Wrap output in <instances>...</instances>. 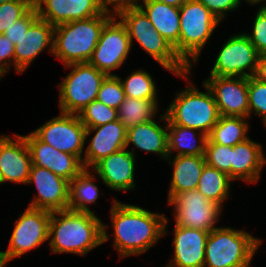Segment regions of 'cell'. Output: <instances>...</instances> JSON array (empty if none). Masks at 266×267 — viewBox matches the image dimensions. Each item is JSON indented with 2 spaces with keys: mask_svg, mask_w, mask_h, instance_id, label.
Segmentation results:
<instances>
[{
  "mask_svg": "<svg viewBox=\"0 0 266 267\" xmlns=\"http://www.w3.org/2000/svg\"><path fill=\"white\" fill-rule=\"evenodd\" d=\"M168 222L165 213L160 214L135 204H126L114 197L110 208L114 250L121 259L148 252L167 235Z\"/></svg>",
  "mask_w": 266,
  "mask_h": 267,
  "instance_id": "1",
  "label": "cell"
},
{
  "mask_svg": "<svg viewBox=\"0 0 266 267\" xmlns=\"http://www.w3.org/2000/svg\"><path fill=\"white\" fill-rule=\"evenodd\" d=\"M108 227L95 213L70 209L51 212L48 234L50 252L84 257L111 240Z\"/></svg>",
  "mask_w": 266,
  "mask_h": 267,
  "instance_id": "2",
  "label": "cell"
},
{
  "mask_svg": "<svg viewBox=\"0 0 266 267\" xmlns=\"http://www.w3.org/2000/svg\"><path fill=\"white\" fill-rule=\"evenodd\" d=\"M193 70L177 75L189 84L175 93L174 98L163 111L173 125L193 128L209 135L219 120L220 114L210 89L202 82L205 92L195 87L191 77ZM191 80H190V79Z\"/></svg>",
  "mask_w": 266,
  "mask_h": 267,
  "instance_id": "3",
  "label": "cell"
},
{
  "mask_svg": "<svg viewBox=\"0 0 266 267\" xmlns=\"http://www.w3.org/2000/svg\"><path fill=\"white\" fill-rule=\"evenodd\" d=\"M113 17L101 15L63 23L54 27L52 55L63 65L88 62L104 25Z\"/></svg>",
  "mask_w": 266,
  "mask_h": 267,
  "instance_id": "4",
  "label": "cell"
},
{
  "mask_svg": "<svg viewBox=\"0 0 266 267\" xmlns=\"http://www.w3.org/2000/svg\"><path fill=\"white\" fill-rule=\"evenodd\" d=\"M179 9V43L174 50L193 69L215 29L222 22L198 0H187Z\"/></svg>",
  "mask_w": 266,
  "mask_h": 267,
  "instance_id": "5",
  "label": "cell"
},
{
  "mask_svg": "<svg viewBox=\"0 0 266 267\" xmlns=\"http://www.w3.org/2000/svg\"><path fill=\"white\" fill-rule=\"evenodd\" d=\"M261 243L246 230L219 226L209 232L204 267H251Z\"/></svg>",
  "mask_w": 266,
  "mask_h": 267,
  "instance_id": "6",
  "label": "cell"
},
{
  "mask_svg": "<svg viewBox=\"0 0 266 267\" xmlns=\"http://www.w3.org/2000/svg\"><path fill=\"white\" fill-rule=\"evenodd\" d=\"M117 17L125 25L131 45L133 46V41H136L163 69L176 76L190 70L170 43L155 30L139 6L121 11Z\"/></svg>",
  "mask_w": 266,
  "mask_h": 267,
  "instance_id": "7",
  "label": "cell"
},
{
  "mask_svg": "<svg viewBox=\"0 0 266 267\" xmlns=\"http://www.w3.org/2000/svg\"><path fill=\"white\" fill-rule=\"evenodd\" d=\"M70 72L58 85L61 113L78 115L93 100H96L103 80L108 76L88 62L66 65Z\"/></svg>",
  "mask_w": 266,
  "mask_h": 267,
  "instance_id": "8",
  "label": "cell"
},
{
  "mask_svg": "<svg viewBox=\"0 0 266 267\" xmlns=\"http://www.w3.org/2000/svg\"><path fill=\"white\" fill-rule=\"evenodd\" d=\"M14 222L6 250L0 251V267L39 248L48 241L51 212L27 206Z\"/></svg>",
  "mask_w": 266,
  "mask_h": 267,
  "instance_id": "9",
  "label": "cell"
},
{
  "mask_svg": "<svg viewBox=\"0 0 266 267\" xmlns=\"http://www.w3.org/2000/svg\"><path fill=\"white\" fill-rule=\"evenodd\" d=\"M172 206L174 225L211 232L222 216L223 208L207 199L197 189L175 194L168 202Z\"/></svg>",
  "mask_w": 266,
  "mask_h": 267,
  "instance_id": "10",
  "label": "cell"
},
{
  "mask_svg": "<svg viewBox=\"0 0 266 267\" xmlns=\"http://www.w3.org/2000/svg\"><path fill=\"white\" fill-rule=\"evenodd\" d=\"M132 49L125 25L113 16L103 27L100 39L88 63L108 76L114 74L126 62Z\"/></svg>",
  "mask_w": 266,
  "mask_h": 267,
  "instance_id": "11",
  "label": "cell"
},
{
  "mask_svg": "<svg viewBox=\"0 0 266 267\" xmlns=\"http://www.w3.org/2000/svg\"><path fill=\"white\" fill-rule=\"evenodd\" d=\"M226 40L208 76H254L259 53L244 31L230 35Z\"/></svg>",
  "mask_w": 266,
  "mask_h": 267,
  "instance_id": "12",
  "label": "cell"
},
{
  "mask_svg": "<svg viewBox=\"0 0 266 267\" xmlns=\"http://www.w3.org/2000/svg\"><path fill=\"white\" fill-rule=\"evenodd\" d=\"M42 142L64 153L77 156L81 161L85 145L86 128L78 115L61 113L48 119L43 125L32 130Z\"/></svg>",
  "mask_w": 266,
  "mask_h": 267,
  "instance_id": "13",
  "label": "cell"
},
{
  "mask_svg": "<svg viewBox=\"0 0 266 267\" xmlns=\"http://www.w3.org/2000/svg\"><path fill=\"white\" fill-rule=\"evenodd\" d=\"M26 184H34L37 189L29 207L49 212L68 209L70 182L66 179L44 167L32 165Z\"/></svg>",
  "mask_w": 266,
  "mask_h": 267,
  "instance_id": "14",
  "label": "cell"
},
{
  "mask_svg": "<svg viewBox=\"0 0 266 267\" xmlns=\"http://www.w3.org/2000/svg\"><path fill=\"white\" fill-rule=\"evenodd\" d=\"M207 77L203 83L212 92L220 116L249 118L248 78Z\"/></svg>",
  "mask_w": 266,
  "mask_h": 267,
  "instance_id": "15",
  "label": "cell"
},
{
  "mask_svg": "<svg viewBox=\"0 0 266 267\" xmlns=\"http://www.w3.org/2000/svg\"><path fill=\"white\" fill-rule=\"evenodd\" d=\"M31 167V155L24 136L15 133L11 138L0 134V184H26Z\"/></svg>",
  "mask_w": 266,
  "mask_h": 267,
  "instance_id": "16",
  "label": "cell"
},
{
  "mask_svg": "<svg viewBox=\"0 0 266 267\" xmlns=\"http://www.w3.org/2000/svg\"><path fill=\"white\" fill-rule=\"evenodd\" d=\"M94 134L90 139V134ZM127 129L120 120L109 122L97 127L86 128L85 146L82 160L85 169H92L99 161L125 148ZM89 136V137H88Z\"/></svg>",
  "mask_w": 266,
  "mask_h": 267,
  "instance_id": "17",
  "label": "cell"
},
{
  "mask_svg": "<svg viewBox=\"0 0 266 267\" xmlns=\"http://www.w3.org/2000/svg\"><path fill=\"white\" fill-rule=\"evenodd\" d=\"M23 136L27 142L32 165L44 167L69 182L85 169L77 156L59 151L40 141L32 132Z\"/></svg>",
  "mask_w": 266,
  "mask_h": 267,
  "instance_id": "18",
  "label": "cell"
},
{
  "mask_svg": "<svg viewBox=\"0 0 266 267\" xmlns=\"http://www.w3.org/2000/svg\"><path fill=\"white\" fill-rule=\"evenodd\" d=\"M136 156L123 148L99 161L91 170L112 191L135 190Z\"/></svg>",
  "mask_w": 266,
  "mask_h": 267,
  "instance_id": "19",
  "label": "cell"
},
{
  "mask_svg": "<svg viewBox=\"0 0 266 267\" xmlns=\"http://www.w3.org/2000/svg\"><path fill=\"white\" fill-rule=\"evenodd\" d=\"M54 26L38 18L14 45V71L22 74L44 50L52 55Z\"/></svg>",
  "mask_w": 266,
  "mask_h": 267,
  "instance_id": "20",
  "label": "cell"
},
{
  "mask_svg": "<svg viewBox=\"0 0 266 267\" xmlns=\"http://www.w3.org/2000/svg\"><path fill=\"white\" fill-rule=\"evenodd\" d=\"M173 256L167 267H204L208 231L181 227L173 229Z\"/></svg>",
  "mask_w": 266,
  "mask_h": 267,
  "instance_id": "21",
  "label": "cell"
},
{
  "mask_svg": "<svg viewBox=\"0 0 266 267\" xmlns=\"http://www.w3.org/2000/svg\"><path fill=\"white\" fill-rule=\"evenodd\" d=\"M33 6L39 18L54 27L103 13L98 0H33Z\"/></svg>",
  "mask_w": 266,
  "mask_h": 267,
  "instance_id": "22",
  "label": "cell"
},
{
  "mask_svg": "<svg viewBox=\"0 0 266 267\" xmlns=\"http://www.w3.org/2000/svg\"><path fill=\"white\" fill-rule=\"evenodd\" d=\"M158 119L127 129L125 148L128 149L131 144L133 148L128 150L134 156H137L135 149H139L142 152L158 154L160 160H166L168 157V120L165 113L161 114ZM161 121L164 125L160 123Z\"/></svg>",
  "mask_w": 266,
  "mask_h": 267,
  "instance_id": "23",
  "label": "cell"
},
{
  "mask_svg": "<svg viewBox=\"0 0 266 267\" xmlns=\"http://www.w3.org/2000/svg\"><path fill=\"white\" fill-rule=\"evenodd\" d=\"M263 145L250 137L231 147V179L256 184L266 165Z\"/></svg>",
  "mask_w": 266,
  "mask_h": 267,
  "instance_id": "24",
  "label": "cell"
},
{
  "mask_svg": "<svg viewBox=\"0 0 266 267\" xmlns=\"http://www.w3.org/2000/svg\"><path fill=\"white\" fill-rule=\"evenodd\" d=\"M166 161L173 167L167 202L177 193L197 189L199 178L206 165L204 155L168 156Z\"/></svg>",
  "mask_w": 266,
  "mask_h": 267,
  "instance_id": "25",
  "label": "cell"
},
{
  "mask_svg": "<svg viewBox=\"0 0 266 267\" xmlns=\"http://www.w3.org/2000/svg\"><path fill=\"white\" fill-rule=\"evenodd\" d=\"M158 31L174 48L179 43L180 9L154 0H140L138 5Z\"/></svg>",
  "mask_w": 266,
  "mask_h": 267,
  "instance_id": "26",
  "label": "cell"
},
{
  "mask_svg": "<svg viewBox=\"0 0 266 267\" xmlns=\"http://www.w3.org/2000/svg\"><path fill=\"white\" fill-rule=\"evenodd\" d=\"M207 139L208 135L199 130L173 125L168 121V156L204 155Z\"/></svg>",
  "mask_w": 266,
  "mask_h": 267,
  "instance_id": "27",
  "label": "cell"
},
{
  "mask_svg": "<svg viewBox=\"0 0 266 267\" xmlns=\"http://www.w3.org/2000/svg\"><path fill=\"white\" fill-rule=\"evenodd\" d=\"M92 172L91 169H84L70 182L68 209L95 213L88 205L96 203L100 191L95 183L97 175Z\"/></svg>",
  "mask_w": 266,
  "mask_h": 267,
  "instance_id": "28",
  "label": "cell"
},
{
  "mask_svg": "<svg viewBox=\"0 0 266 267\" xmlns=\"http://www.w3.org/2000/svg\"><path fill=\"white\" fill-rule=\"evenodd\" d=\"M248 120L245 117L220 116L208 139L212 143L233 147L249 138L251 126Z\"/></svg>",
  "mask_w": 266,
  "mask_h": 267,
  "instance_id": "29",
  "label": "cell"
},
{
  "mask_svg": "<svg viewBox=\"0 0 266 267\" xmlns=\"http://www.w3.org/2000/svg\"><path fill=\"white\" fill-rule=\"evenodd\" d=\"M232 182L228 174L206 164L199 178L197 190L224 209V201L231 196Z\"/></svg>",
  "mask_w": 266,
  "mask_h": 267,
  "instance_id": "30",
  "label": "cell"
},
{
  "mask_svg": "<svg viewBox=\"0 0 266 267\" xmlns=\"http://www.w3.org/2000/svg\"><path fill=\"white\" fill-rule=\"evenodd\" d=\"M158 100H145L125 97L118 108V119L128 129L140 123L152 121L159 112Z\"/></svg>",
  "mask_w": 266,
  "mask_h": 267,
  "instance_id": "31",
  "label": "cell"
},
{
  "mask_svg": "<svg viewBox=\"0 0 266 267\" xmlns=\"http://www.w3.org/2000/svg\"><path fill=\"white\" fill-rule=\"evenodd\" d=\"M122 82L125 97L145 100H159L157 84L151 74L144 69L131 72L126 79L118 76Z\"/></svg>",
  "mask_w": 266,
  "mask_h": 267,
  "instance_id": "32",
  "label": "cell"
},
{
  "mask_svg": "<svg viewBox=\"0 0 266 267\" xmlns=\"http://www.w3.org/2000/svg\"><path fill=\"white\" fill-rule=\"evenodd\" d=\"M78 117L85 128H92L117 120L118 110L93 100L78 114Z\"/></svg>",
  "mask_w": 266,
  "mask_h": 267,
  "instance_id": "33",
  "label": "cell"
},
{
  "mask_svg": "<svg viewBox=\"0 0 266 267\" xmlns=\"http://www.w3.org/2000/svg\"><path fill=\"white\" fill-rule=\"evenodd\" d=\"M125 99V92L118 75L107 76L99 88L96 100L118 110Z\"/></svg>",
  "mask_w": 266,
  "mask_h": 267,
  "instance_id": "34",
  "label": "cell"
},
{
  "mask_svg": "<svg viewBox=\"0 0 266 267\" xmlns=\"http://www.w3.org/2000/svg\"><path fill=\"white\" fill-rule=\"evenodd\" d=\"M249 118L253 114L259 116L266 126V83L254 76L248 78Z\"/></svg>",
  "mask_w": 266,
  "mask_h": 267,
  "instance_id": "35",
  "label": "cell"
},
{
  "mask_svg": "<svg viewBox=\"0 0 266 267\" xmlns=\"http://www.w3.org/2000/svg\"><path fill=\"white\" fill-rule=\"evenodd\" d=\"M205 162L208 166L216 168L231 178V147L212 143L207 139L205 147Z\"/></svg>",
  "mask_w": 266,
  "mask_h": 267,
  "instance_id": "36",
  "label": "cell"
},
{
  "mask_svg": "<svg viewBox=\"0 0 266 267\" xmlns=\"http://www.w3.org/2000/svg\"><path fill=\"white\" fill-rule=\"evenodd\" d=\"M33 7V0H13L0 4V34Z\"/></svg>",
  "mask_w": 266,
  "mask_h": 267,
  "instance_id": "37",
  "label": "cell"
},
{
  "mask_svg": "<svg viewBox=\"0 0 266 267\" xmlns=\"http://www.w3.org/2000/svg\"><path fill=\"white\" fill-rule=\"evenodd\" d=\"M254 16L251 33L244 34L249 38L251 43L257 49L259 54L266 53V9L261 6L257 7Z\"/></svg>",
  "mask_w": 266,
  "mask_h": 267,
  "instance_id": "38",
  "label": "cell"
},
{
  "mask_svg": "<svg viewBox=\"0 0 266 267\" xmlns=\"http://www.w3.org/2000/svg\"><path fill=\"white\" fill-rule=\"evenodd\" d=\"M39 18L36 8L33 6L22 18L15 21L11 27L3 33L15 45L23 33Z\"/></svg>",
  "mask_w": 266,
  "mask_h": 267,
  "instance_id": "39",
  "label": "cell"
},
{
  "mask_svg": "<svg viewBox=\"0 0 266 267\" xmlns=\"http://www.w3.org/2000/svg\"><path fill=\"white\" fill-rule=\"evenodd\" d=\"M221 22L230 12L237 11L242 4L241 0H198Z\"/></svg>",
  "mask_w": 266,
  "mask_h": 267,
  "instance_id": "40",
  "label": "cell"
},
{
  "mask_svg": "<svg viewBox=\"0 0 266 267\" xmlns=\"http://www.w3.org/2000/svg\"><path fill=\"white\" fill-rule=\"evenodd\" d=\"M14 70V44L5 36L0 34V80L9 71Z\"/></svg>",
  "mask_w": 266,
  "mask_h": 267,
  "instance_id": "41",
  "label": "cell"
},
{
  "mask_svg": "<svg viewBox=\"0 0 266 267\" xmlns=\"http://www.w3.org/2000/svg\"><path fill=\"white\" fill-rule=\"evenodd\" d=\"M103 12L117 16L121 11L137 7L140 0H98Z\"/></svg>",
  "mask_w": 266,
  "mask_h": 267,
  "instance_id": "42",
  "label": "cell"
},
{
  "mask_svg": "<svg viewBox=\"0 0 266 267\" xmlns=\"http://www.w3.org/2000/svg\"><path fill=\"white\" fill-rule=\"evenodd\" d=\"M254 77L259 81L266 83V53L259 54Z\"/></svg>",
  "mask_w": 266,
  "mask_h": 267,
  "instance_id": "43",
  "label": "cell"
},
{
  "mask_svg": "<svg viewBox=\"0 0 266 267\" xmlns=\"http://www.w3.org/2000/svg\"><path fill=\"white\" fill-rule=\"evenodd\" d=\"M154 1L180 8L187 0H154Z\"/></svg>",
  "mask_w": 266,
  "mask_h": 267,
  "instance_id": "44",
  "label": "cell"
},
{
  "mask_svg": "<svg viewBox=\"0 0 266 267\" xmlns=\"http://www.w3.org/2000/svg\"><path fill=\"white\" fill-rule=\"evenodd\" d=\"M244 1L247 2L250 5H256L257 4L256 6H258L259 4L261 6L265 2V0H244ZM241 2H242V0H241Z\"/></svg>",
  "mask_w": 266,
  "mask_h": 267,
  "instance_id": "45",
  "label": "cell"
},
{
  "mask_svg": "<svg viewBox=\"0 0 266 267\" xmlns=\"http://www.w3.org/2000/svg\"><path fill=\"white\" fill-rule=\"evenodd\" d=\"M10 1H13V0H0V4L5 3V2H10Z\"/></svg>",
  "mask_w": 266,
  "mask_h": 267,
  "instance_id": "46",
  "label": "cell"
},
{
  "mask_svg": "<svg viewBox=\"0 0 266 267\" xmlns=\"http://www.w3.org/2000/svg\"><path fill=\"white\" fill-rule=\"evenodd\" d=\"M262 8L266 9V0L265 2L263 3V5H261Z\"/></svg>",
  "mask_w": 266,
  "mask_h": 267,
  "instance_id": "47",
  "label": "cell"
}]
</instances>
